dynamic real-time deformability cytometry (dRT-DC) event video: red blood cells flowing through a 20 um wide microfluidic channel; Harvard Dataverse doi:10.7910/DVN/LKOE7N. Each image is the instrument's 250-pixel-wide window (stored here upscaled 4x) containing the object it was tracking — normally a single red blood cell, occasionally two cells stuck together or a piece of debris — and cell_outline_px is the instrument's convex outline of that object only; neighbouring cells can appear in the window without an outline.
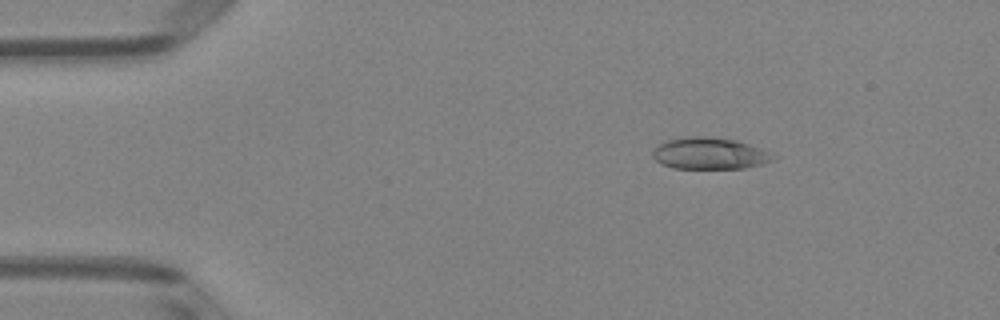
{"species": "Egyptian fruit bat (a non-hibernating species)", "species_latin": "Rousettus aegyptiacus", "temperature_condition": "room temperature", "stored_images_in_passage": 51, "camera_frame_rate_fps": 3000, "um_per_image_px": 0.085, "animal": {"sex": "female"}, "frame": {"image": 1, "passage_image": 8, "time_ms": 2.333, "image_size_px": [1000, 320], "cell_outline_px": [[780, 156], [776, 160], [764, 164], [744, 168], [672, 168], [660, 164], [652, 156], [652, 152], [660, 144], [668, 140], [688, 136], [704, 136], [736, 140], [772, 152]], "centroid_in_image_um": [60.39, 13.05], "position_along_channel_um": 24.6, "area_um2": 22.43}}
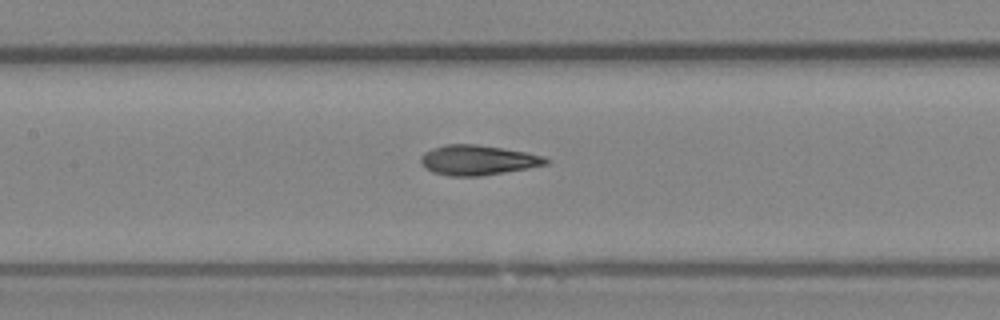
{"frame": {"image": 2, "passage_image": 24, "time_ms": 7.667, "image_size_px": [1000, 320], "cell_outline_px": [[552, 160], [548, 164], [528, 168], [480, 176], [448, 176], [432, 172], [424, 168], [420, 160], [420, 156], [424, 152], [432, 148], [444, 144], [476, 144], [528, 152], [544, 156]], "centroid_in_image_um": [40.61, 13.6], "position_along_channel_um": 166.8, "area_um2": 22.08}}
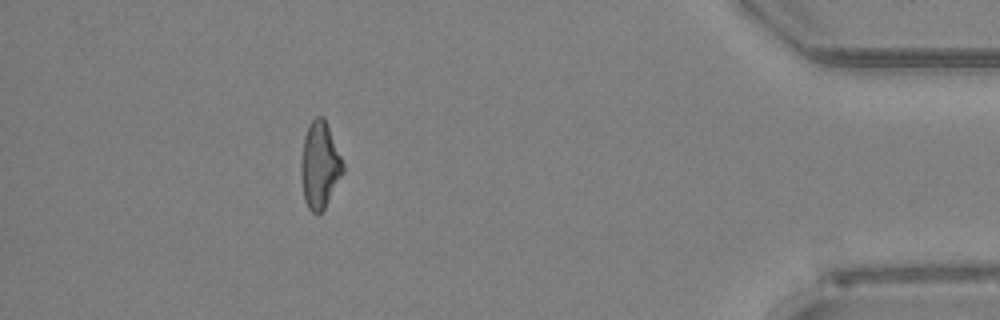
{"frame": {"image": 3, "passage_image": 46, "time_ms": 15.0, "image_size_px": [1000, 320], "cell_outline_px": [[344, 172], [324, 208], [316, 216], [308, 208], [304, 200], [300, 176], [300, 164], [304, 136], [308, 124], [316, 116], [324, 116], [344, 164]], "centroid_in_image_um": [27.16, 14.03], "position_along_channel_um": 408.0, "area_um2": 21.33}, "authors_computed_cell_mechanics": {"area_um2": 21.5594, "velocity_mm_per_s": 3.9865, "shape_relaxation_time_tau1_ms": 6.751, "shape_relaxation_time_tau2_ms": 1.8817, "deformation_change_tau1": 0.195, "deformation_change_tau2": 0.0942}}